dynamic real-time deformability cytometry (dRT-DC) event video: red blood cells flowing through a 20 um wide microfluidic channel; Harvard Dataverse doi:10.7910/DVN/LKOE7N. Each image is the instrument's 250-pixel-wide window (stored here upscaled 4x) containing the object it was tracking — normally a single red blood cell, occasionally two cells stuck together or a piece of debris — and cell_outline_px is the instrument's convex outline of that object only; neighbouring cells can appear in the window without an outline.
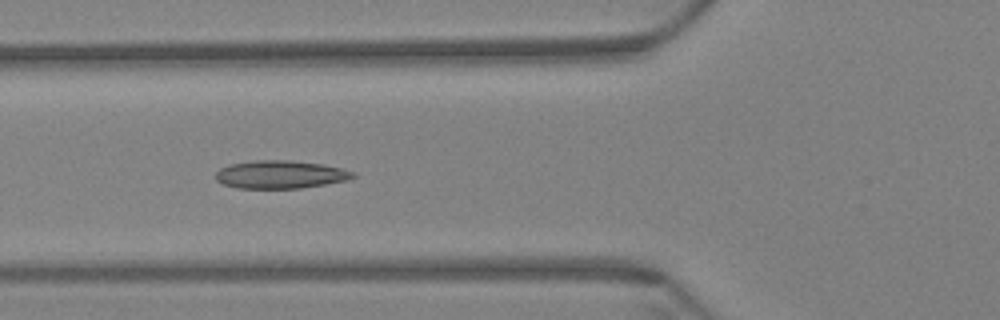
{"species": "Egyptian fruit bat (a non-hibernating species)", "species_latin": "Rousettus aegyptiacus", "temperature_condition": "warm", "stored_images_in_passage": 60, "camera_frame_rate_fps": 3000, "um_per_image_px": 0.085, "animal": {"sex": "female"}, "frame": {"image": 1, "passage_image": 23, "time_ms": 7.333, "image_size_px": [1000, 320], "cell_outline_px": [[356, 176], [348, 180], [300, 188], [236, 188], [220, 184], [216, 180], [216, 172], [220, 168], [228, 164], [252, 160], [288, 160], [324, 164], [356, 172]], "centroid_in_image_um": [23.8, 14.83], "position_along_channel_um": 102.0, "area_um2": 22.6}}
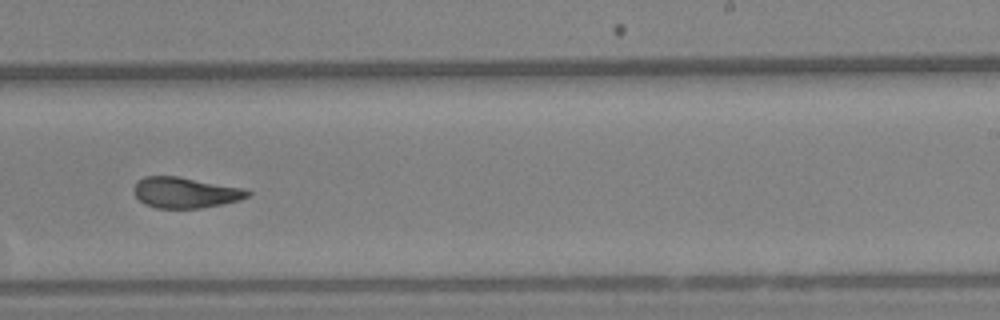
{"frame": {"image": 2, "passage_image": 38, "time_ms": 12.333, "image_size_px": [1000, 320], "cell_outline_px": [[252, 192], [248, 196], [240, 200], [200, 208], [156, 208], [144, 204], [132, 192], [132, 188], [144, 176], [176, 176], [240, 188]], "centroid_in_image_um": [15.69, 16.38], "position_along_channel_um": 273.3, "area_um2": 20.06}}
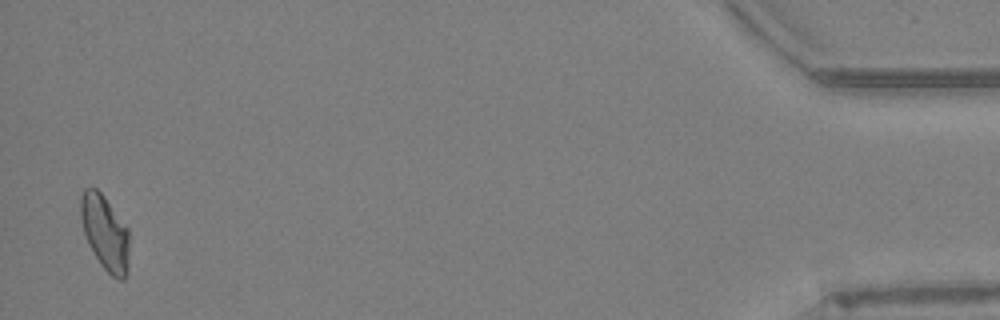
{"frame": {"image": 3, "passage_image": 59, "time_ms": 19.333, "image_size_px": [1000, 320], "cell_outline_px": [[128, 272], [124, 280], [120, 280], [112, 276], [100, 264], [88, 244], [84, 232], [80, 216], [80, 200], [84, 188], [96, 188], [104, 196], [128, 228]], "centroid_in_image_um": [8.92, 19.79], "position_along_channel_um": 426.3, "area_um2": 21.15}, "authors_computed_cell_mechanics": {"area_um2": 21.386, "velocity_mm_per_s": 3.4404, "shape_relaxation_time_tau1_ms": null, "shape_relaxation_time_tau2_ms": 2.5268, "deformation_change_tau1": null, "deformation_change_tau2": 0.0823}}